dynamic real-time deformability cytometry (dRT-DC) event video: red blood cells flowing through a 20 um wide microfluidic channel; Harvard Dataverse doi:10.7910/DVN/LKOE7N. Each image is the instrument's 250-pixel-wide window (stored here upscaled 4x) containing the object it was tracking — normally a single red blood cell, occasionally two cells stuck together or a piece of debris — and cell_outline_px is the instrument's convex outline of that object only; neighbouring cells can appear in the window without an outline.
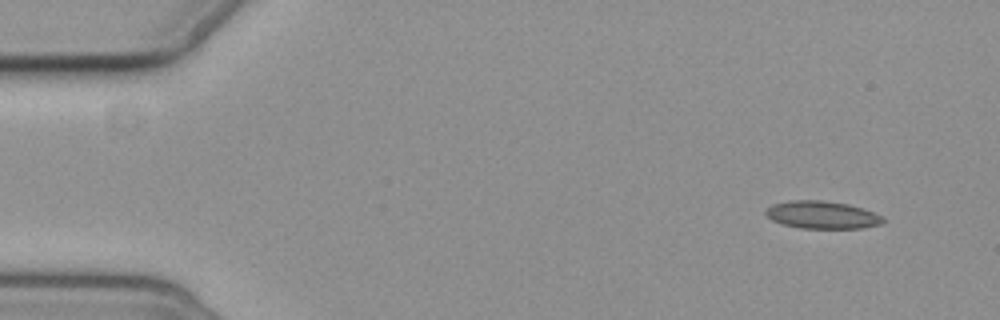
{"species": "common noctule bat (a hibernating species)", "species_latin": "Nyctalus noctula", "temperature_condition": "cold", "stored_images_in_passage": 6, "camera_frame_rate_fps": 3000, "um_per_image_px": 0.085, "animal": {"sex": "female", "body_mass_g": 19.3, "forearm_length_mm": 54.1}, "frame": {"image": 1, "passage_image": 1, "time_ms": 0.0, "image_size_px": [1000, 320], "cell_outline_px": [[884, 220], [880, 224], [864, 228], [800, 228], [784, 224], [772, 220], [764, 212], [772, 204], [788, 200], [820, 200], [848, 204], [884, 216]], "centroid_in_image_um": [69.87, 18.26], "position_along_channel_um": 15.1, "area_um2": 18.73}}
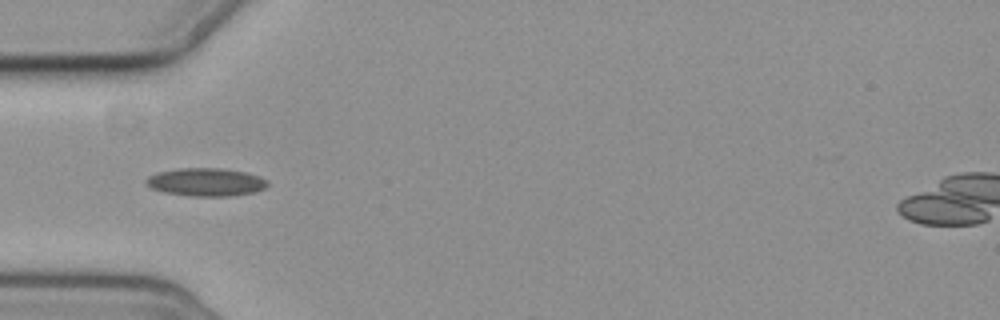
{"frame": {"image": 2, "passage_image": 5, "time_ms": 4.667, "image_size_px": [1000, 320], "cell_outline_px": [[268, 184], [264, 188], [256, 192], [232, 196], [188, 196], [164, 192], [152, 188], [144, 180], [148, 176], [156, 172], [180, 168], [220, 168], [244, 172], [260, 176], [268, 180]], "centroid_in_image_um": [17.51, 15.48], "position_along_channel_um": 67.5, "area_um2": 19.94}}